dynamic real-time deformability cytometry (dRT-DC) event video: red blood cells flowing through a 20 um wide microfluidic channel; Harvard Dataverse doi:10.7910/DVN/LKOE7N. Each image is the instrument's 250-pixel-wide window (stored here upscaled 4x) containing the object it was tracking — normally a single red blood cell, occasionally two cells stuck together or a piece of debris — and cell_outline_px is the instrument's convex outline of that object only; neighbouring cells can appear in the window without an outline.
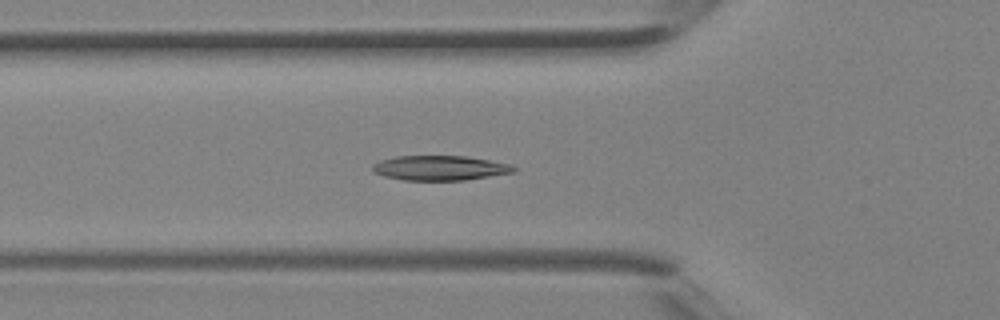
{"species": "Egyptian fruit bat (a non-hibernating species)", "species_latin": "Rousettus aegyptiacus", "temperature_condition": "room temperature", "stored_images_in_passage": 42, "segment_of_instrument_passage": [1, 2], "camera_frame_rate_fps": 3000, "um_per_image_px": 0.085, "animal": {"sex": "female"}, "frame": {"image": 1, "passage_image": 15, "time_ms": 4.667, "image_size_px": [1000, 320], "cell_outline_px": [[516, 168], [512, 172], [464, 180], [404, 180], [384, 176], [376, 172], [372, 168], [372, 164], [380, 160], [396, 156], [464, 156], [488, 160], [508, 164]], "centroid_in_image_um": [37.33, 14.27], "position_along_channel_um": 88.5, "area_um2": 20.0}}
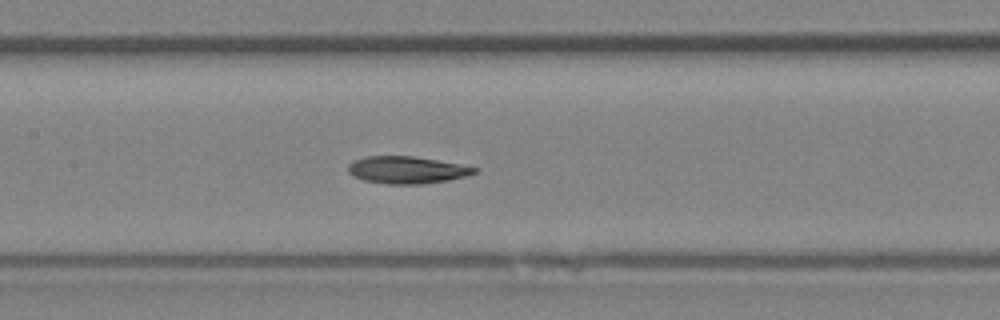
{"frame": {"image": 2, "passage_image": 20, "time_ms": 6.333, "image_size_px": [1000, 320], "cell_outline_px": [[480, 168], [476, 172], [464, 176], [448, 180], [424, 184], [388, 184], [364, 180], [352, 176], [348, 172], [348, 164], [356, 160], [368, 156], [412, 156], [460, 164]], "centroid_in_image_um": [34.58, 14.45], "position_along_channel_um": 172.8, "area_um2": 19.88}}
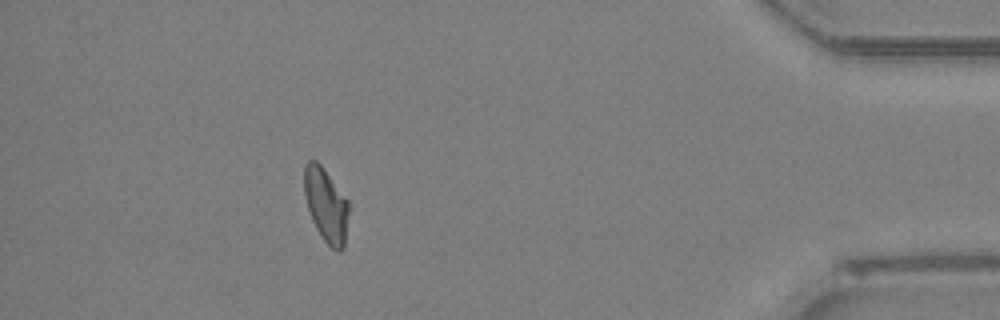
{"frame": {"image": 3, "passage_image": 37, "time_ms": 12.0, "image_size_px": [1000, 320], "cell_outline_px": [[348, 212], [344, 248], [340, 252], [336, 252], [320, 236], [312, 220], [308, 208], [304, 192], [304, 164], [308, 160], [316, 160], [320, 164], [348, 200]], "centroid_in_image_um": [27.7, 17.44], "position_along_channel_um": 407.5, "area_um2": 19.07}}